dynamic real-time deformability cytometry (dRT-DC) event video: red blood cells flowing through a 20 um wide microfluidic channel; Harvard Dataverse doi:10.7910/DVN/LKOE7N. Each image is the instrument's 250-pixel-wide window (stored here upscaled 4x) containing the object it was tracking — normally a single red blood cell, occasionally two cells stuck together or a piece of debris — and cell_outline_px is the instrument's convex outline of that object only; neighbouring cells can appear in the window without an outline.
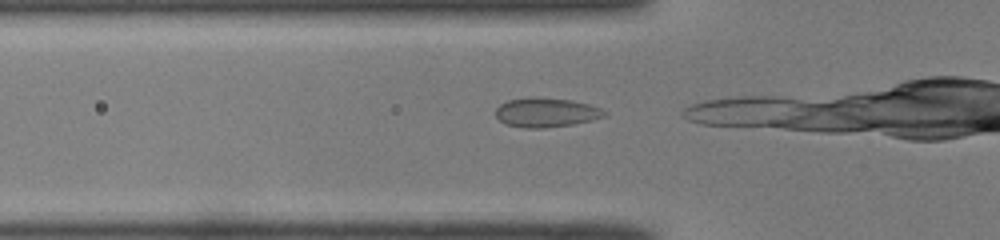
{"species": "common noctule bat (a hibernating species)", "species_latin": "Nyctalus noctula", "temperature_condition": "room temperature", "stored_images_in_passage": 14, "camera_frame_rate_fps": 3000, "um_per_image_px": 0.085, "animal": {"sex": "male", "body_mass_g": 19.0, "forearm_length_mm": 50.8}, "frame": {"image": 1, "passage_image": 12, "time_ms": 3.667, "image_size_px": [1000, 240], "cell_outline_px": [[608, 112], [604, 116], [592, 120], [572, 124], [544, 128], [524, 128], [504, 124], [496, 116], [496, 108], [500, 104], [508, 100], [528, 96], [532, 96], [572, 100], [588, 104], [600, 108]], "centroid_in_image_um": [46.39, 9.55], "position_along_channel_um": 79.4, "area_um2": 18.73}}